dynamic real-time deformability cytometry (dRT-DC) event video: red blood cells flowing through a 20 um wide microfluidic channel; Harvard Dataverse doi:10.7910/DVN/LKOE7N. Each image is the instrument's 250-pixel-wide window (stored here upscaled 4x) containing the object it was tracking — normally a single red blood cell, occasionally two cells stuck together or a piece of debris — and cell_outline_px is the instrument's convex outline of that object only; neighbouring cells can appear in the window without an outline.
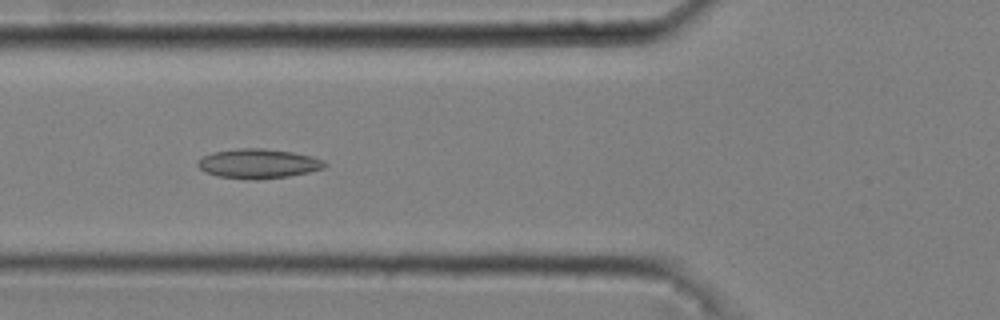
{"species": "common noctule bat (a hibernating species)", "species_latin": "Nyctalus noctula", "temperature_condition": "cold", "stored_images_in_passage": 48, "camera_frame_rate_fps": 3000, "um_per_image_px": 0.085, "animal": {"sex": "male", "body_mass_g": 20.4}, "frame": {"image": 1, "passage_image": 16, "time_ms": 5.0, "image_size_px": [1000, 320], "cell_outline_px": [[328, 164], [324, 168], [308, 172], [288, 176], [256, 180], [220, 176], [208, 172], [200, 168], [196, 164], [196, 160], [212, 152], [236, 148], [264, 148], [292, 152], [312, 156], [324, 160]], "centroid_in_image_um": [21.97, 13.89], "position_along_channel_um": 103.8, "area_um2": 21.79}}
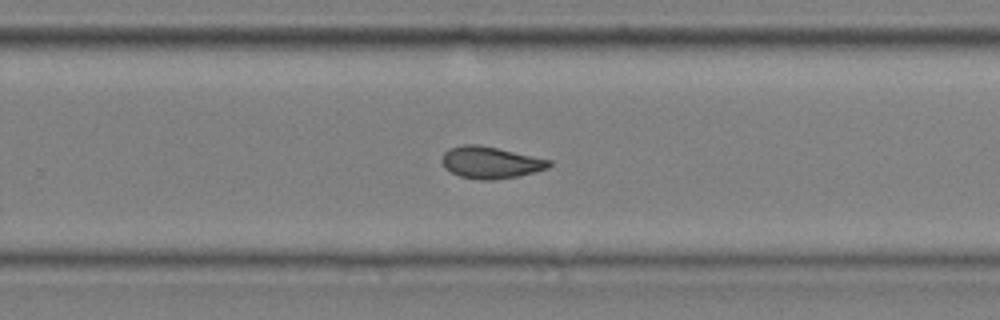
{"frame": {"image": 2, "passage_image": 31, "time_ms": 10.0, "image_size_px": [1000, 320], "cell_outline_px": [[552, 164], [548, 168], [516, 176], [492, 180], [480, 180], [460, 176], [444, 168], [444, 152], [448, 148], [464, 144], [480, 144], [552, 160]], "centroid_in_image_um": [41.7, 13.8], "position_along_channel_um": 288.1, "area_um2": 19.71}}
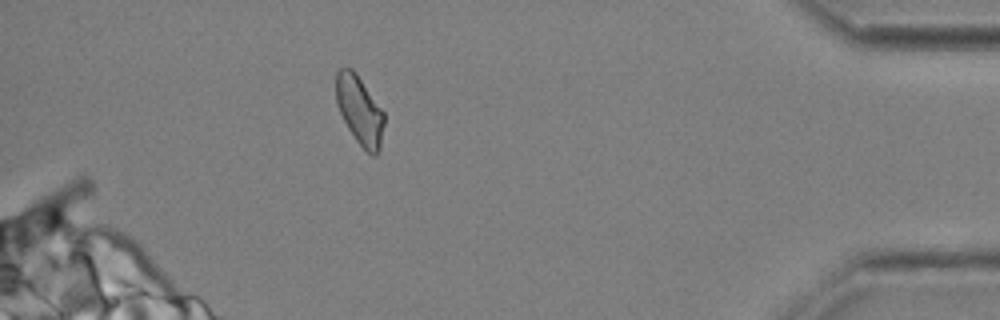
{"frame": {"image": 3, "passage_image": 44, "time_ms": 14.333, "image_size_px": [1000, 320], "cell_outline_px": [[384, 124], [380, 148], [376, 156], [372, 156], [356, 140], [348, 128], [336, 104], [336, 72], [340, 68], [352, 68], [356, 72], [384, 112]], "centroid_in_image_um": [30.57, 9.36], "position_along_channel_um": 404.6, "area_um2": 19.19}, "authors_computed_cell_mechanics": {"area_um2": 19.9121, "velocity_mm_per_s": 3.6863, "shape_relaxation_time_tau1_ms": null, "shape_relaxation_time_tau2_ms": 2.5709, "deformation_change_tau1": null, "deformation_change_tau2": 0.0891}}